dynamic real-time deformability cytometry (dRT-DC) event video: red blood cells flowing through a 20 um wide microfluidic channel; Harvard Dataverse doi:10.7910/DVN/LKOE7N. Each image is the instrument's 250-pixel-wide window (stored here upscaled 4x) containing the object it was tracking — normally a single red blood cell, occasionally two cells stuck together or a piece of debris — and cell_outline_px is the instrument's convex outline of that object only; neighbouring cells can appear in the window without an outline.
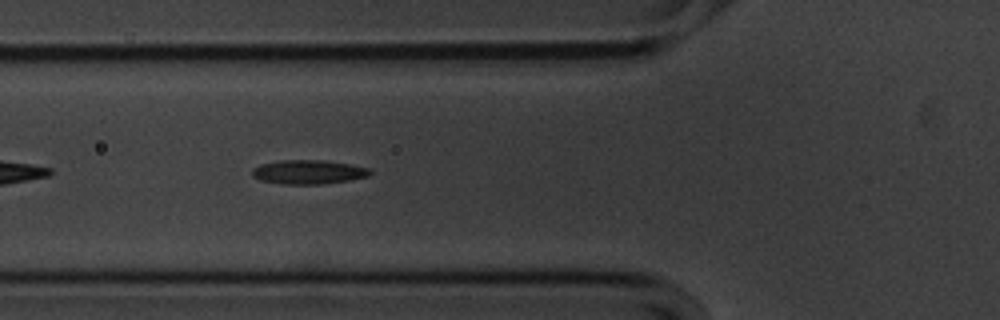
{"species": "common noctule bat (a hibernating species)", "species_latin": "Nyctalus noctula", "temperature_condition": "cold", "stored_images_in_passage": 44, "camera_frame_rate_fps": 3000, "um_per_image_px": 0.085, "animal": {"sex": "male", "body_mass_g": 20.1, "forearm_length_mm": 53.5}, "frame": {"image": 1, "passage_image": 7, "time_ms": 2.0, "image_size_px": [1000, 320], "cell_outline_px": [[372, 172], [368, 176], [348, 180], [320, 184], [280, 184], [260, 180], [252, 176], [252, 168], [260, 164], [280, 160], [324, 160], [372, 168]], "centroid_in_image_um": [26.19, 14.61], "position_along_channel_um": 99.6, "area_um2": 16.59}}
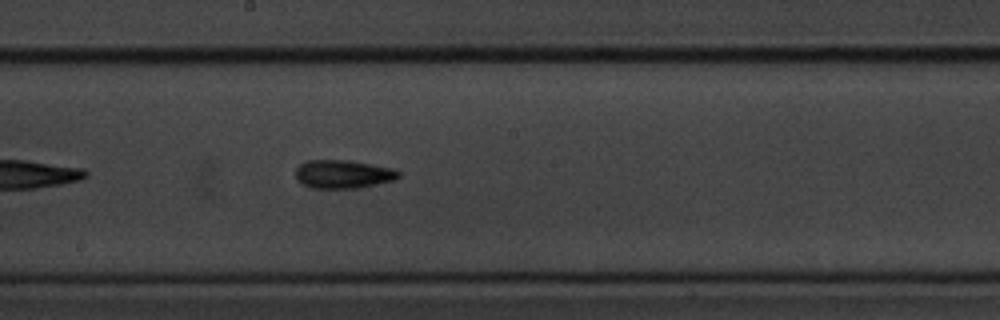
{"frame": {"image": 2, "passage_image": 17, "time_ms": 5.333, "image_size_px": [1000, 320], "cell_outline_px": [[400, 176], [396, 180], [356, 188], [312, 188], [296, 180], [296, 168], [300, 164], [308, 160], [344, 160], [392, 168], [400, 172]], "centroid_in_image_um": [29.15, 14.81], "position_along_channel_um": 219.1, "area_um2": 16.88}}
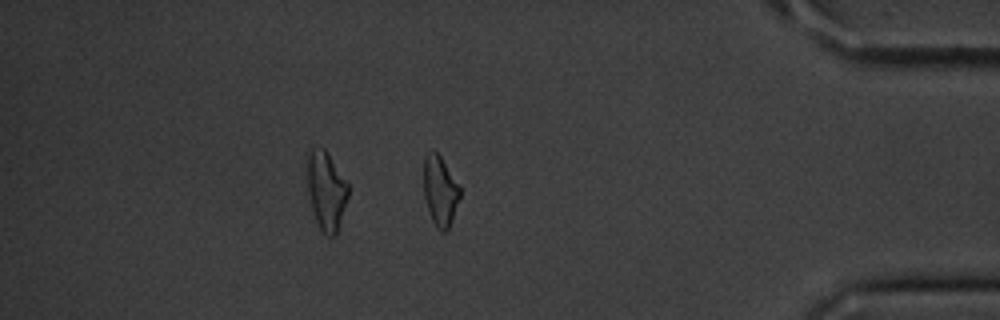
{"frame": {"image": 3, "passage_image": 35, "time_ms": 11.333, "image_size_px": [1000, 320], "cell_outline_px": [[460, 196], [448, 232], [440, 232], [436, 228], [432, 220], [424, 196], [424, 156], [432, 148], [440, 156], [460, 184]], "centroid_in_image_um": [37.42, 16.23], "position_along_channel_um": 397.8, "area_um2": 14.97}, "authors_computed_cell_mechanics": {"area_um2": 15.8661, "velocity_mm_per_s": 3.5623, "shape_relaxation_time_tau1_ms": 5.7938, "shape_relaxation_time_tau2_ms": 10.6023, "deformation_change_tau1": 0.1457, "deformation_change_tau2": 0.2377}}